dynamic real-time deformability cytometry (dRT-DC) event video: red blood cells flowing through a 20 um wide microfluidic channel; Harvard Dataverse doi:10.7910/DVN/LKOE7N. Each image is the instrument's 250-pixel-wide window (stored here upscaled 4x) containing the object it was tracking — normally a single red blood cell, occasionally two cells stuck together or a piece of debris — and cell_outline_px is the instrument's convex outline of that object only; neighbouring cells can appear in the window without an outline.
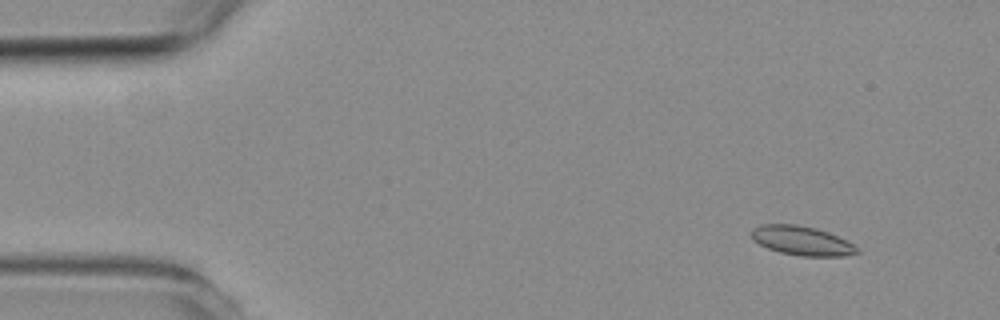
{"species": "common noctule bat (a hibernating species)", "species_latin": "Nyctalus noctula", "temperature_condition": "room temperature", "stored_images_in_passage": 5, "camera_frame_rate_fps": 3000, "um_per_image_px": 0.085, "animal": {"sex": "female", "body_mass_g": 19.3, "forearm_length_mm": 54.1}, "frame": {"image": 1, "passage_image": 2, "time_ms": 1.0, "image_size_px": [1000, 320], "cell_outline_px": [[860, 252], [844, 256], [800, 256], [780, 252], [768, 248], [752, 240], [752, 228], [760, 224], [796, 224], [816, 228], [828, 232], [860, 248]], "centroid_in_image_um": [68.14, 20.46], "position_along_channel_um": 16.9, "area_um2": 17.92}}
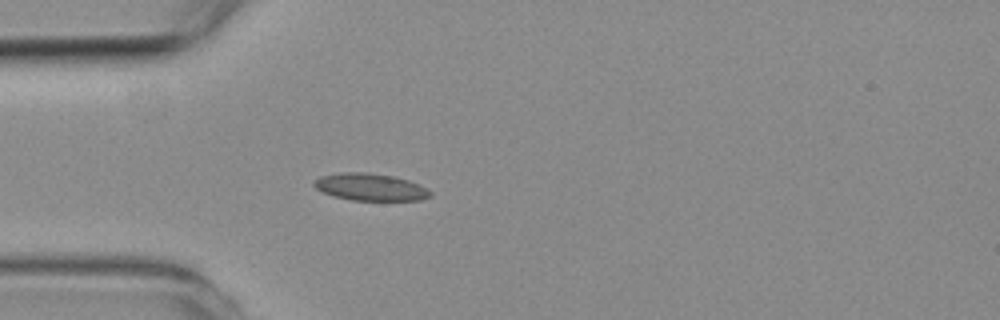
{"frame": {"image": 2, "passage_image": 5, "time_ms": 4.333, "image_size_px": [1000, 320], "cell_outline_px": [[432, 196], [420, 200], [352, 200], [332, 196], [316, 188], [312, 184], [312, 180], [320, 176], [340, 172], [368, 172], [396, 176], [420, 184], [428, 188], [432, 192]], "centroid_in_image_um": [31.49, 15.89], "position_along_channel_um": 53.5, "area_um2": 18.73}}